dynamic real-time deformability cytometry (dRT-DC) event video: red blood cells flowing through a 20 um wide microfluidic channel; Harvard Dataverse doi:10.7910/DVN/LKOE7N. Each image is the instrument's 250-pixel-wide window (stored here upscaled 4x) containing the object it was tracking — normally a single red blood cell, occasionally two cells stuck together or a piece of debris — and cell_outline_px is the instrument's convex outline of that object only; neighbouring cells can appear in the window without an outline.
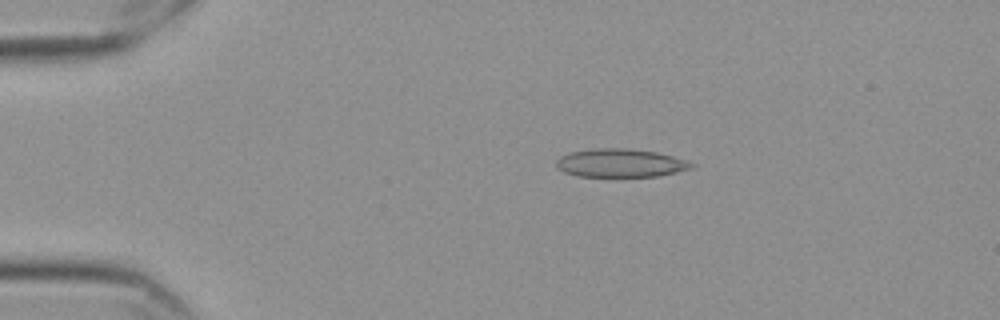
{"species": "Egyptian fruit bat (a non-hibernating species)", "species_latin": "Rousettus aegyptiacus", "temperature_condition": "cold", "stored_images_in_passage": 50, "camera_frame_rate_fps": 3000, "um_per_image_px": 0.085, "frame": {"image": 1, "passage_image": 4, "time_ms": 1.0, "image_size_px": [1000, 320], "cell_outline_px": [[696, 164], [692, 168], [676, 172], [656, 176], [616, 180], [576, 176], [564, 172], [556, 164], [556, 160], [560, 156], [568, 152], [596, 148], [628, 148], [656, 152], [688, 160]], "centroid_in_image_um": [52.72, 13.91], "position_along_channel_um": 32.3, "area_um2": 23.47}}
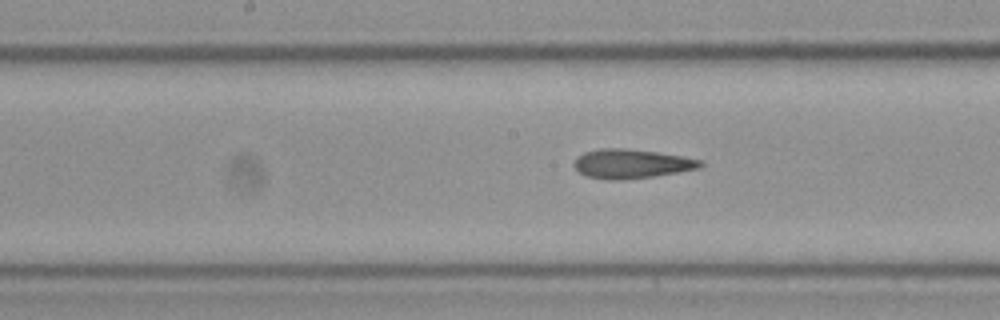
{"frame": {"image": 2, "passage_image": 22, "time_ms": 7.0, "image_size_px": [1000, 320], "cell_outline_px": [[704, 164], [700, 168], [652, 176], [620, 180], [608, 180], [588, 176], [580, 172], [572, 164], [576, 156], [584, 152], [600, 148], [624, 148], [656, 152], [680, 156], [700, 160]], "centroid_in_image_um": [53.62, 13.91], "position_along_channel_um": 194.6, "area_um2": 21.27}}
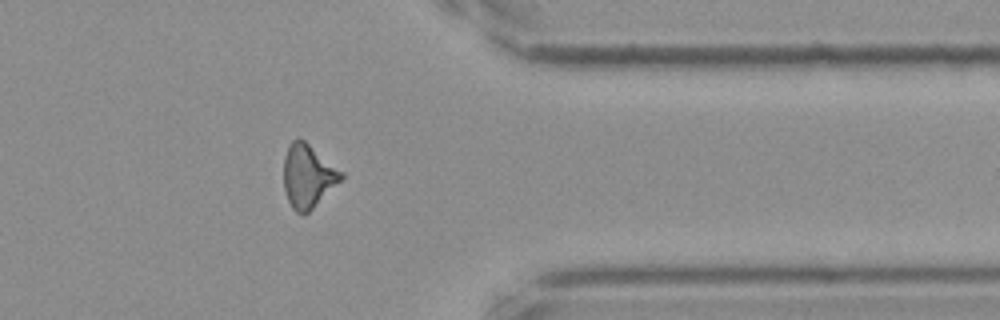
{"frame": {"image": 3, "passage_image": 39, "time_ms": 12.667, "image_size_px": [1000, 320], "cell_outline_px": [[344, 176], [308, 212], [296, 212], [292, 208], [284, 192], [284, 156], [292, 140], [304, 140], [344, 172]], "centroid_in_image_um": [26.16, 14.95], "position_along_channel_um": 385.2, "area_um2": 20.69}, "authors_computed_cell_mechanics": {"area_um2": 21.1837, "velocity_mm_per_s": 3.5653, "shape_relaxation_time_tau1_ms": null, "shape_relaxation_time_tau2_ms": 4.5259, "deformation_change_tau1": null, "deformation_change_tau2": 0.1376}}